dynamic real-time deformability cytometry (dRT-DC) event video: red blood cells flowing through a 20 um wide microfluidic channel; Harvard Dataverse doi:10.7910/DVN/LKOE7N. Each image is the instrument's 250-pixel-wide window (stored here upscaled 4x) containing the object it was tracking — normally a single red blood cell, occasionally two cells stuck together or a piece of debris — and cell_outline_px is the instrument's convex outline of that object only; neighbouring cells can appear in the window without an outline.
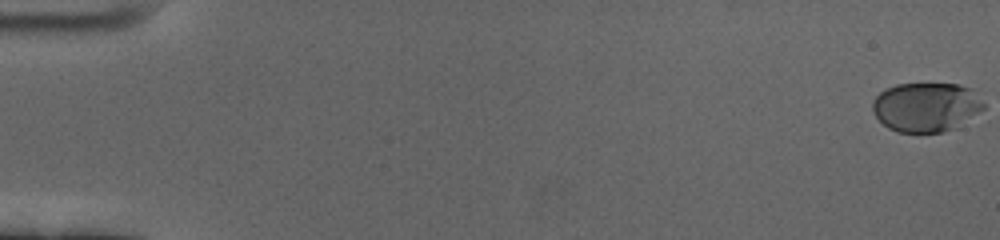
{"species": "human", "species_latin": "Homo sapiens", "temperature_condition": "cold", "stored_images_in_passage": 61, "camera_frame_rate_fps": 3000, "um_per_image_px": 0.085, "donor": {"sex": "female"}, "frame": {"image": 1, "passage_image": 1, "time_ms": 0.0, "image_size_px": [1000, 240], "cell_outline_px": [[984, 108], [980, 116], [960, 128], [944, 132], [896, 132], [888, 128], [872, 112], [872, 100], [880, 92], [896, 84], [960, 84], [972, 88], [984, 104]], "centroid_in_image_um": [78.8, 9.12], "position_along_channel_um": 6.2, "area_um2": 32.71}}
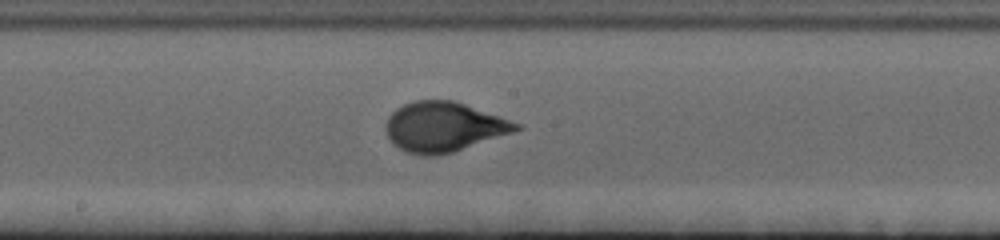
{"frame": {"image": 2, "passage_image": 34, "time_ms": 11.0, "image_size_px": [1000, 240], "cell_outline_px": [[524, 128], [452, 152], [436, 156], [420, 156], [408, 152], [392, 144], [384, 128], [388, 116], [396, 108], [404, 104], [416, 100], [456, 100], [520, 124]], "centroid_in_image_um": [37.67, 10.78], "position_along_channel_um": 210.5, "area_um2": 37.69}}
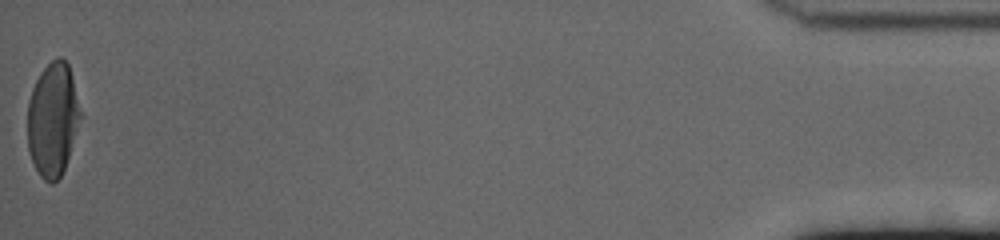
{"frame": {"image": 3, "passage_image": 61, "time_ms": 20.0, "image_size_px": [1000, 240], "cell_outline_px": [[80, 116], [68, 156], [64, 168], [60, 176], [52, 184], [48, 184], [40, 176], [28, 152], [28, 100], [32, 88], [40, 72], [52, 60], [60, 56], [68, 64], [80, 112]], "centroid_in_image_um": [4.44, 10.16], "position_along_channel_um": 430.8, "area_um2": 34.28}, "authors_computed_cell_mechanics": {"area_um2": 35.1424, "velocity_mm_per_s": 3.4281, "shape_relaxation_time_tau1_ms": 3.893, "shape_relaxation_time_tau2_ms": null, "deformation_change_tau1": 0.1732, "deformation_change_tau2": null}}